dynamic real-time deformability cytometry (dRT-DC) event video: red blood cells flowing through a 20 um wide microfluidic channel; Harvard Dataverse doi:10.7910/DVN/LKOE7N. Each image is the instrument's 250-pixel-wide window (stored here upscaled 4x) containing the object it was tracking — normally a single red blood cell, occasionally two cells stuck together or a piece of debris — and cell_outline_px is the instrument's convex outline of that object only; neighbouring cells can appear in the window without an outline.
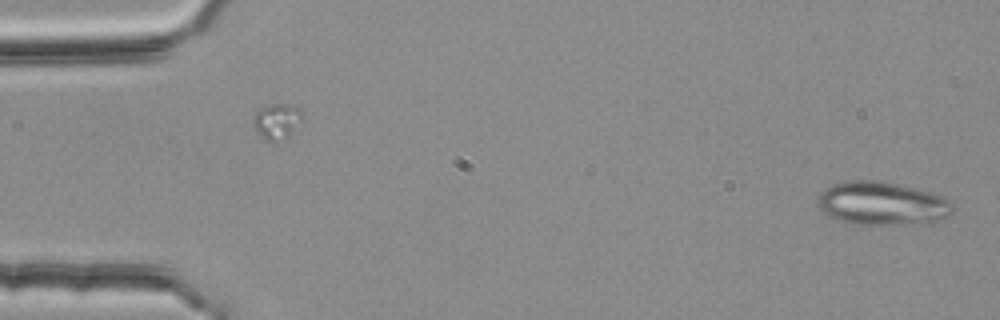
{"species": "common noctule bat (a hibernating species)", "species_latin": "Nyctalus noctula", "temperature_condition": "room temperature", "stored_images_in_passage": 54, "camera_frame_rate_fps": 3000, "um_per_image_px": 0.085, "animal": {"sex": "female", "body_mass_g": 25.1}, "frame": {"image": 1, "passage_image": 1, "time_ms": 0.0, "image_size_px": [1000, 320], "cell_outline_px": [[952, 212], [936, 220], [892, 224], [852, 224], [836, 220], [828, 216], [820, 208], [816, 200], [820, 192], [824, 188], [832, 184], [852, 180], [876, 180], [896, 184], [944, 196], [952, 204]], "centroid_in_image_um": [74.87, 17.28], "position_along_channel_um": 10.1, "area_um2": 33.52}}
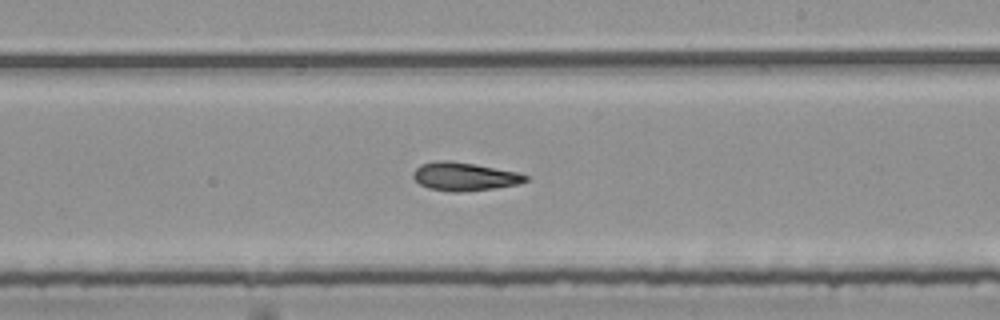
{"frame": {"image": 2, "passage_image": 31, "time_ms": 10.0, "image_size_px": [1000, 320], "cell_outline_px": [[528, 180], [516, 184], [492, 188], [456, 192], [452, 192], [428, 188], [420, 184], [412, 176], [412, 172], [420, 164], [436, 160], [452, 160], [520, 172], [528, 176]], "centroid_in_image_um": [39.44, 14.98], "position_along_channel_um": 249.6, "area_um2": 18.55}}
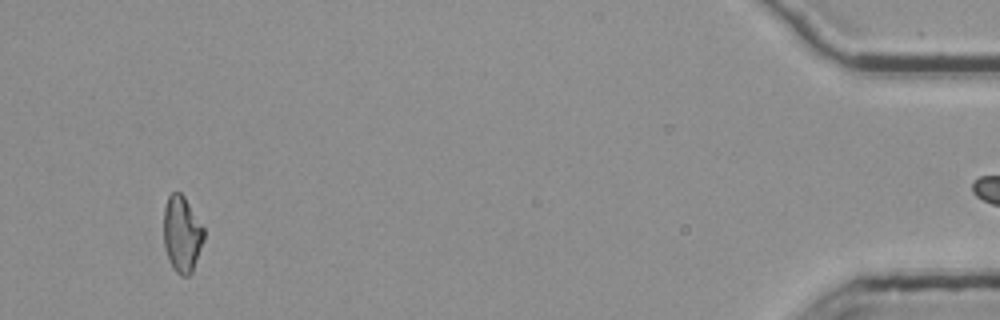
{"frame": {"image": 3, "passage_image": 51, "time_ms": 16.667, "image_size_px": [1000, 320], "cell_outline_px": [[204, 240], [192, 272], [188, 276], [180, 276], [172, 268], [168, 260], [164, 248], [164, 208], [168, 196], [172, 192], [180, 192], [184, 196], [204, 228]], "centroid_in_image_um": [15.45, 19.92], "position_along_channel_um": 419.7, "area_um2": 17.98}, "authors_computed_cell_mechanics": {"area_um2": 18.7561, "velocity_mm_per_s": 3.764, "shape_relaxation_time_tau1_ms": null, "shape_relaxation_time_tau2_ms": 3.7646, "deformation_change_tau1": null, "deformation_change_tau2": 0.115}}